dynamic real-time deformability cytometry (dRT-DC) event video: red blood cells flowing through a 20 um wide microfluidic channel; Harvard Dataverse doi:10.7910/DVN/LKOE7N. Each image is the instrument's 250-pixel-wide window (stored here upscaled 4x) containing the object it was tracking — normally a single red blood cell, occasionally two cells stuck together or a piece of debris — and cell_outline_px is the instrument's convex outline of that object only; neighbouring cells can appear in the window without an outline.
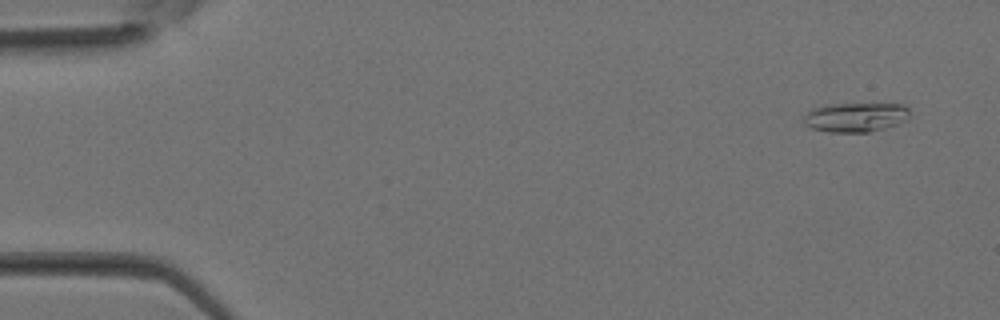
{"species": "Egyptian fruit bat (a non-hibernating species)", "species_latin": "Rousettus aegyptiacus", "temperature_condition": "room temperature", "stored_images_in_passage": 36, "camera_frame_rate_fps": 3000, "um_per_image_px": 0.085, "animal": {"sex": "female"}, "frame": {"image": 1, "passage_image": 3, "time_ms": 0.667, "image_size_px": [1000, 320], "cell_outline_px": [[908, 120], [884, 128], [868, 132], [828, 132], [812, 128], [804, 124], [804, 116], [812, 108], [824, 104], [904, 104], [908, 108]], "centroid_in_image_um": [72.71, 9.96], "position_along_channel_um": 12.3, "area_um2": 18.15}}
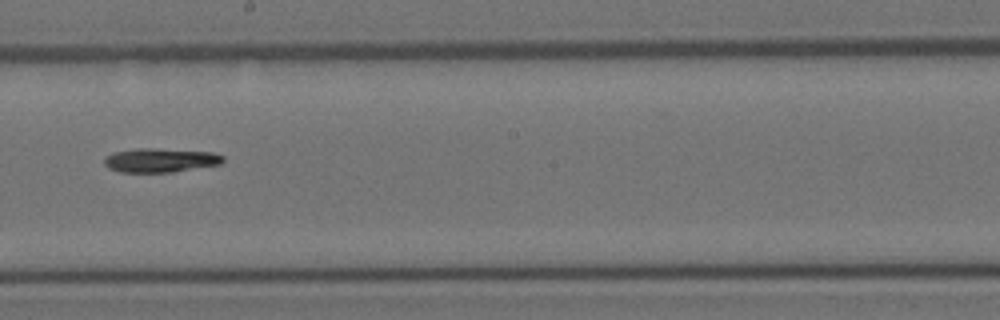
{"frame": {"image": 2, "passage_image": 21, "time_ms": 6.667, "image_size_px": [1000, 320], "cell_outline_px": [[224, 160], [220, 164], [172, 172], [120, 172], [108, 168], [104, 164], [104, 156], [112, 152], [136, 148], [156, 148], [212, 152], [224, 156]], "centroid_in_image_um": [13.58, 13.61], "position_along_channel_um": 234.6, "area_um2": 16.76}}
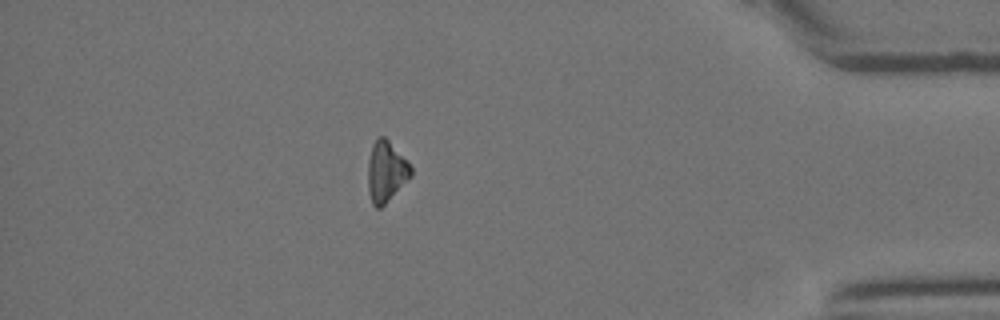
{"frame": {"image": 3, "passage_image": 32, "time_ms": 10.333, "image_size_px": [1000, 320], "cell_outline_px": [[412, 176], [380, 208], [376, 208], [372, 204], [368, 192], [368, 160], [372, 144], [376, 136], [384, 136], [388, 140], [412, 168]], "centroid_in_image_um": [32.79, 14.58], "position_along_channel_um": 402.4, "area_um2": 15.09}}